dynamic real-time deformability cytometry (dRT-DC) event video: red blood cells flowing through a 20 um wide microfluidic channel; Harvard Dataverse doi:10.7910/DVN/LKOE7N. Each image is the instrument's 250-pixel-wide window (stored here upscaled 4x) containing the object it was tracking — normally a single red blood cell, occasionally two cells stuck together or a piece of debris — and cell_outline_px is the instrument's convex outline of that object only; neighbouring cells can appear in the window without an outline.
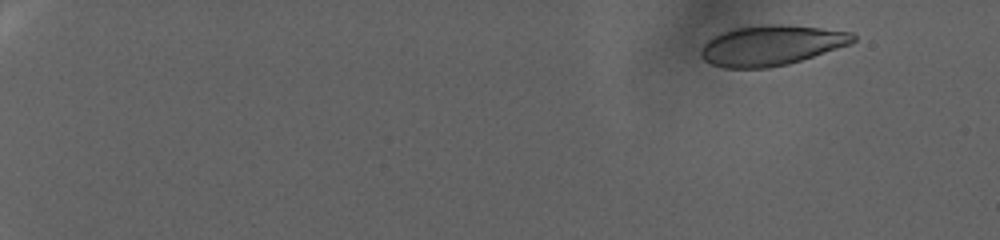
{"species": "human", "species_latin": "Homo sapiens", "temperature_condition": "warm", "stored_images_in_passage": 91, "camera_frame_rate_fps": 3000, "um_per_image_px": 0.085, "donor": {"sex": "female"}, "frame": {"image": 1, "passage_image": 1, "time_ms": 0.0, "image_size_px": [1000, 240], "cell_outline_px": [[856, 40], [852, 44], [788, 64], [768, 68], [724, 68], [712, 64], [704, 60], [700, 56], [700, 52], [704, 44], [712, 36], [732, 28], [764, 24], [784, 24], [820, 28], [852, 32], [856, 36]], "centroid_in_image_um": [65.56, 3.85], "position_along_channel_um": 19.4, "area_um2": 35.84}}
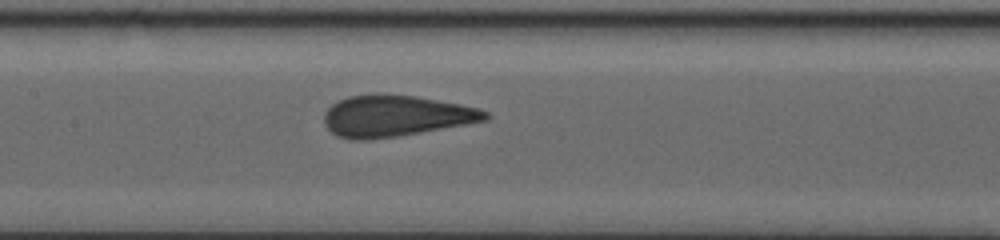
{"frame": {"image": 2, "passage_image": 48, "time_ms": 15.667, "image_size_px": [1000, 240], "cell_outline_px": [[492, 116], [488, 120], [400, 136], [368, 140], [348, 140], [336, 136], [324, 124], [324, 112], [332, 104], [348, 96], [376, 92], [384, 92], [416, 96], [460, 104], [480, 108], [488, 112]], "centroid_in_image_um": [33.61, 9.84], "position_along_channel_um": 173.8, "area_um2": 39.54}}
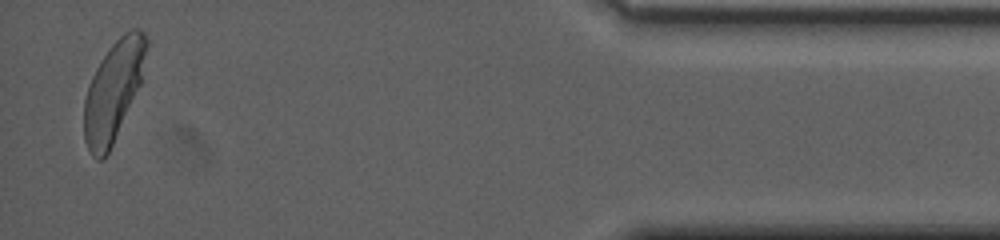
{"frame": {"image": 3, "passage_image": 89, "time_ms": 29.333, "image_size_px": [1000, 240], "cell_outline_px": [[148, 44], [140, 84], [112, 144], [104, 160], [96, 160], [88, 152], [84, 140], [84, 100], [92, 76], [96, 68], [112, 44], [124, 32], [132, 28], [140, 28], [144, 32], [148, 40]], "centroid_in_image_um": [9.63, 7.73], "position_along_channel_um": 425.6, "area_um2": 35.84}, "authors_computed_cell_mechanics": {"area_um2": 37.4544, "velocity_mm_per_s": 2.2313, "shape_relaxation_time_tau1_ms": 7.7471, "shape_relaxation_time_tau2_ms": null, "deformation_change_tau1": 0.1961, "deformation_change_tau2": null}}